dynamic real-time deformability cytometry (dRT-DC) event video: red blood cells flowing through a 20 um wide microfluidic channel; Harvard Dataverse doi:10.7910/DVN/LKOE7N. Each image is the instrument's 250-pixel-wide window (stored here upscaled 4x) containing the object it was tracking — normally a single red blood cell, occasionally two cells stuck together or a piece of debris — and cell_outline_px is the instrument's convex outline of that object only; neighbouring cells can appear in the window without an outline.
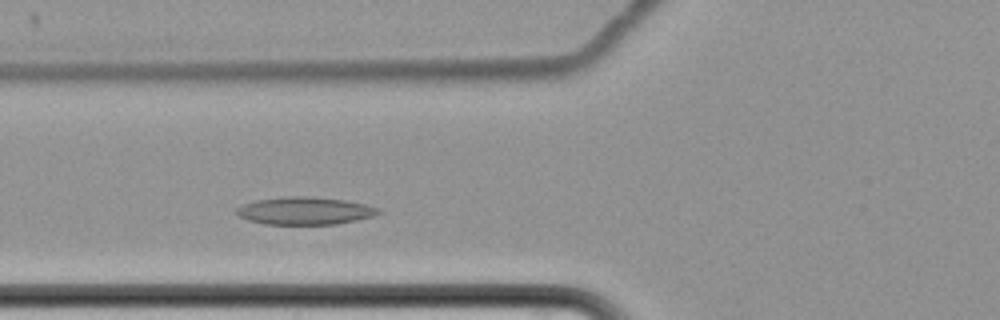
{"species": "common noctule bat (a hibernating species)", "species_latin": "Nyctalus noctula", "temperature_condition": "cold", "stored_images_in_passage": 3, "camera_frame_rate_fps": 3000, "um_per_image_px": 0.085, "animal": {"sex": "female", "body_mass_g": 22.7, "forearm_length_mm": 54.2}, "frame": {"image": 1, "passage_image": 3, "time_ms": 2.333, "image_size_px": [1000, 320], "cell_outline_px": [[380, 212], [372, 216], [356, 220], [336, 224], [264, 224], [248, 220], [240, 216], [236, 212], [236, 208], [244, 204], [256, 200], [288, 196], [312, 196], [344, 200], [364, 204], [380, 208]], "centroid_in_image_um": [25.9, 17.91], "position_along_channel_um": 99.9, "area_um2": 22.66}}